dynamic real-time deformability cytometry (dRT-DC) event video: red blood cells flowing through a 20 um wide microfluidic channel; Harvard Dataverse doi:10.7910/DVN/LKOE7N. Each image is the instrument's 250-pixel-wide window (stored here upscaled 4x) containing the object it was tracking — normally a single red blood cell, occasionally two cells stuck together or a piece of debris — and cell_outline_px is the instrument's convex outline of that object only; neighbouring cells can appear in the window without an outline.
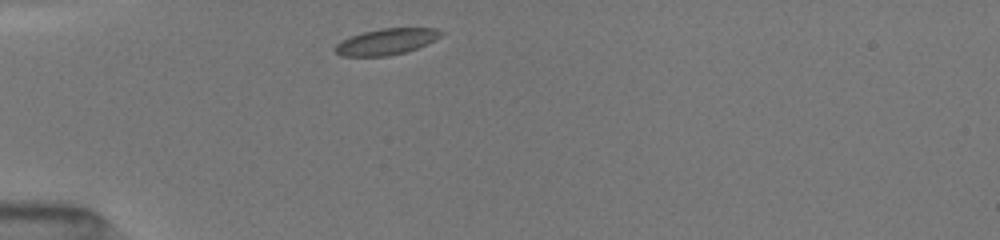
{"species": "common noctule bat (a hibernating species)", "species_latin": "Nyctalus noctula", "temperature_condition": "room temperature", "stored_images_in_passage": 55, "camera_frame_rate_fps": 3000, "um_per_image_px": 0.085, "animal": {"sex": "female", "body_mass_g": 19.5, "forearm_length_mm": 54.1}, "frame": {"image": 1, "passage_image": 1, "time_ms": 0.0, "image_size_px": [1000, 240], "cell_outline_px": [[444, 32], [436, 40], [408, 52], [388, 56], [340, 56], [332, 48], [340, 40], [348, 36], [380, 28], [436, 28]], "centroid_in_image_um": [32.82, 3.54], "position_along_channel_um": 52.2, "area_um2": 16.42}}
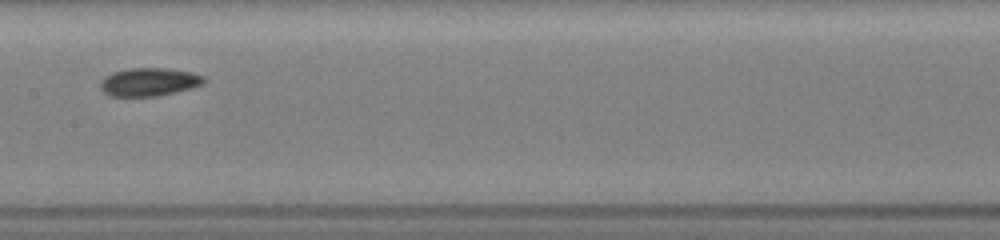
{"frame": {"image": 2, "passage_image": 24, "time_ms": 4.0, "image_size_px": [1000, 240], "cell_outline_px": [[204, 84], [192, 88], [176, 92], [156, 96], [108, 96], [100, 88], [100, 84], [104, 76], [112, 72], [128, 68], [168, 68], [192, 72], [204, 76]], "centroid_in_image_um": [12.67, 6.96], "position_along_channel_um": 194.7, "area_um2": 17.17}}
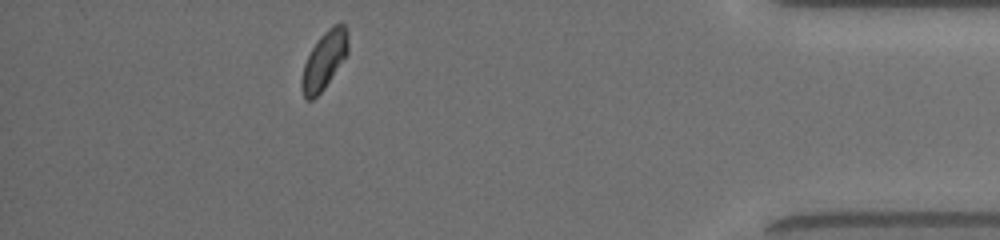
{"frame": {"image": 3, "passage_image": 51, "time_ms": 10.333, "image_size_px": [1000, 240], "cell_outline_px": [[348, 52], [324, 88], [312, 100], [304, 100], [300, 88], [300, 80], [304, 64], [312, 48], [320, 36], [332, 24], [344, 24], [348, 32]], "centroid_in_image_um": [27.53, 5.14], "position_along_channel_um": 407.7, "area_um2": 15.55}, "authors_computed_cell_mechanics": {"area_um2": 16.2418, "velocity_mm_per_s": 4.0081, "shape_relaxation_time_tau1_ms": 3.4552, "shape_relaxation_time_tau2_ms": 7.0682, "deformation_change_tau1": 0.0824, "deformation_change_tau2": 0.0948}}